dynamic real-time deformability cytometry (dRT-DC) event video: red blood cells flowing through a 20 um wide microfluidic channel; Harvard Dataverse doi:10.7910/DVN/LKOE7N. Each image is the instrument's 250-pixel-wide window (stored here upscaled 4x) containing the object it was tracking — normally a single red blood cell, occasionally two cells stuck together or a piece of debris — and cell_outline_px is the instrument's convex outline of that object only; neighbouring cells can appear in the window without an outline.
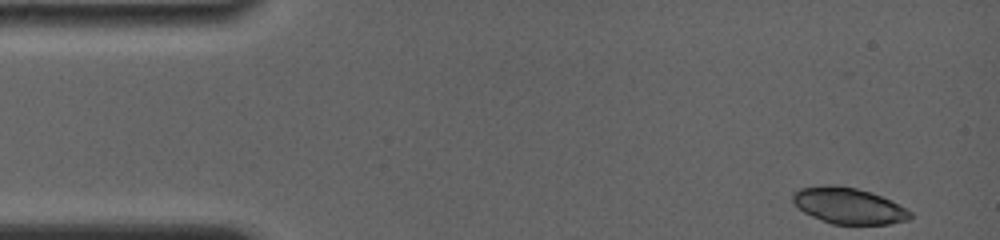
{"species": "common noctule bat (a hibernating species)", "species_latin": "Nyctalus noctula", "temperature_condition": "room temperature", "stored_images_in_passage": 13, "camera_frame_rate_fps": 4000, "um_per_image_px": 0.085, "animal": {"sex": "female", "body_mass_g": 19.0, "forearm_length_mm": 56.7}, "frame": {"image": 1, "passage_image": 1, "time_ms": 0.0, "image_size_px": [1000, 240], "cell_outline_px": [[912, 216], [908, 220], [888, 224], [832, 224], [812, 216], [804, 212], [792, 200], [792, 192], [800, 188], [828, 184], [836, 184], [856, 188], [872, 192], [892, 200], [912, 212]], "centroid_in_image_um": [72.14, 17.47], "position_along_channel_um": 12.9, "area_um2": 24.85}}
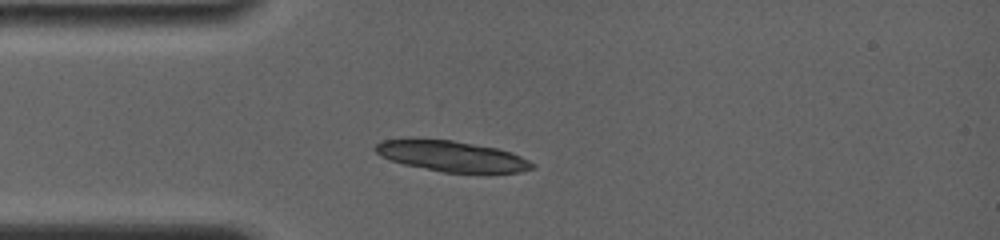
{"frame": {"image": 2, "passage_image": 13, "time_ms": 3.25, "image_size_px": [1000, 240], "cell_outline_px": [[536, 168], [520, 172], [444, 172], [404, 164], [392, 160], [376, 152], [372, 148], [376, 144], [384, 140], [408, 136], [452, 140], [496, 148], [512, 152], [536, 164]], "centroid_in_image_um": [38.36, 13.23], "position_along_channel_um": 46.6, "area_um2": 28.32}}